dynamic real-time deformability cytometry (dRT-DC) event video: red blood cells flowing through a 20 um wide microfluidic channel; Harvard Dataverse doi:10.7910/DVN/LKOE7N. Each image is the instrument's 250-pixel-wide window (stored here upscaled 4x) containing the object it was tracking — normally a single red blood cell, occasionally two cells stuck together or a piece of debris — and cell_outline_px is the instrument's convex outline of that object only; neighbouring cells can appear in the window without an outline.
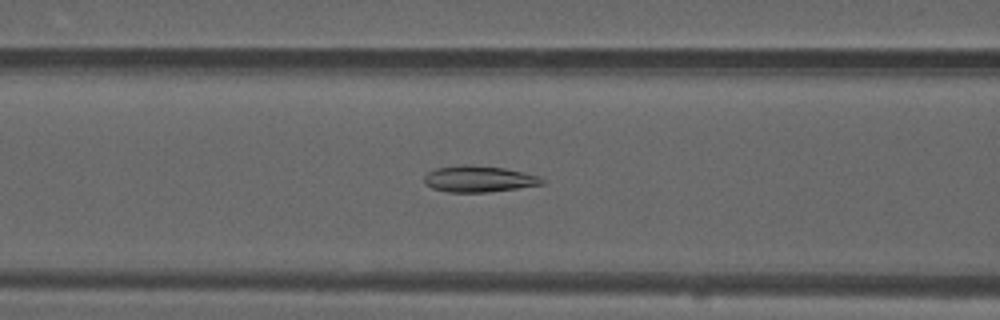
{"species": "common noctule bat (a hibernating species)", "species_latin": "Nyctalus noctula", "temperature_condition": "warm", "stored_images_in_passage": 53, "camera_frame_rate_fps": 3000, "um_per_image_px": 0.085, "animal": {"sex": "male", "forearm_length_mm": 52.5}, "frame": {"image": 1, "passage_image": 21, "time_ms": 6.667, "image_size_px": [1000, 320], "cell_outline_px": [[544, 184], [488, 192], [448, 192], [432, 188], [424, 184], [424, 176], [428, 172], [436, 168], [460, 164], [468, 164], [504, 168], [524, 172], [540, 176], [544, 180]], "centroid_in_image_um": [40.68, 15.2], "position_along_channel_um": 125.9, "area_um2": 18.15}}
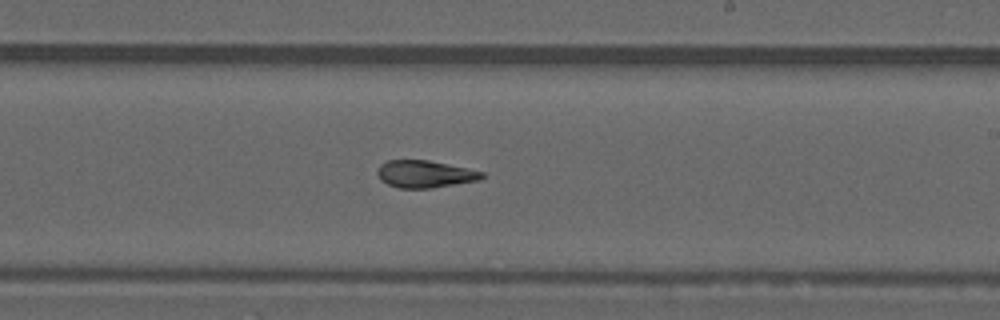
{"frame": {"image": 2, "passage_image": 31, "time_ms": 10.0, "image_size_px": [1000, 320], "cell_outline_px": [[484, 176], [480, 180], [432, 188], [400, 188], [388, 184], [380, 180], [376, 172], [380, 164], [388, 160], [428, 160], [468, 168], [484, 172]], "centroid_in_image_um": [36.11, 14.79], "position_along_channel_um": 252.9, "area_um2": 16.65}}
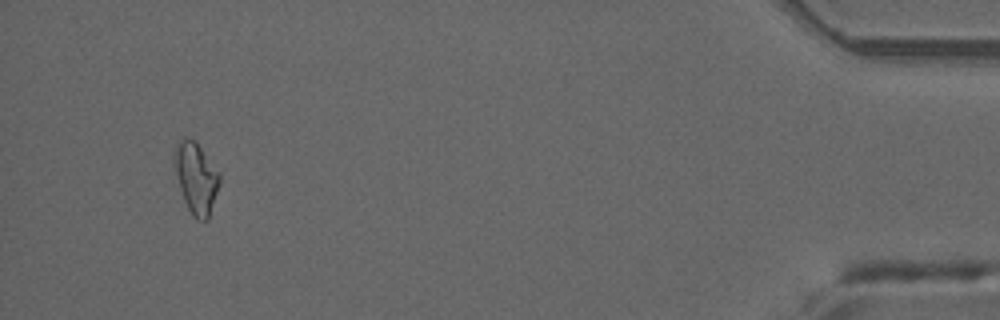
{"frame": {"image": 3, "passage_image": 50, "time_ms": 16.333, "image_size_px": [1000, 320], "cell_outline_px": [[220, 184], [208, 220], [196, 220], [192, 216], [184, 200], [180, 188], [172, 160], [172, 152], [176, 144], [184, 136], [192, 140], [200, 148], [220, 176]], "centroid_in_image_um": [16.63, 15.15], "position_along_channel_um": 418.6, "area_um2": 18.5}, "authors_computed_cell_mechanics": {"area_um2": 17.5712, "velocity_mm_per_s": 3.8155, "shape_relaxation_time_tau1_ms": null, "shape_relaxation_time_tau2_ms": 3.8866, "deformation_change_tau1": null, "deformation_change_tau2": 0.0949}}